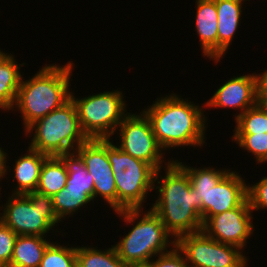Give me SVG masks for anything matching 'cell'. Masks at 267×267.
Listing matches in <instances>:
<instances>
[{"label": "cell", "instance_id": "6da1fadb", "mask_svg": "<svg viewBox=\"0 0 267 267\" xmlns=\"http://www.w3.org/2000/svg\"><path fill=\"white\" fill-rule=\"evenodd\" d=\"M164 163L166 175L159 180L161 169L155 173L154 183L159 185L154 188L159 195L151 209L177 240L182 235L201 231L203 222L197 213V196L187 172L174 159Z\"/></svg>", "mask_w": 267, "mask_h": 267}, {"label": "cell", "instance_id": "7a4b0ae2", "mask_svg": "<svg viewBox=\"0 0 267 267\" xmlns=\"http://www.w3.org/2000/svg\"><path fill=\"white\" fill-rule=\"evenodd\" d=\"M175 93L157 100L142 112L149 119L163 150L179 146H203L206 121L202 107Z\"/></svg>", "mask_w": 267, "mask_h": 267}, {"label": "cell", "instance_id": "3957f363", "mask_svg": "<svg viewBox=\"0 0 267 267\" xmlns=\"http://www.w3.org/2000/svg\"><path fill=\"white\" fill-rule=\"evenodd\" d=\"M74 63L45 65L29 80L22 77L12 111L22 114L25 130L36 120L60 108L71 99L70 78ZM24 80V81H23Z\"/></svg>", "mask_w": 267, "mask_h": 267}, {"label": "cell", "instance_id": "277c9868", "mask_svg": "<svg viewBox=\"0 0 267 267\" xmlns=\"http://www.w3.org/2000/svg\"><path fill=\"white\" fill-rule=\"evenodd\" d=\"M188 174L197 196V213L204 223L209 217L238 207L247 198L245 180L236 171L213 167L195 168L175 160Z\"/></svg>", "mask_w": 267, "mask_h": 267}, {"label": "cell", "instance_id": "5b68a950", "mask_svg": "<svg viewBox=\"0 0 267 267\" xmlns=\"http://www.w3.org/2000/svg\"><path fill=\"white\" fill-rule=\"evenodd\" d=\"M141 210L143 208L115 212L120 215L119 217L124 218L127 224L137 220L128 234L113 245L118 257L125 264L152 260V257L156 258L159 254L168 252L167 247L170 244L172 248L176 245L175 239L169 240L172 235L167 231L160 217L151 208L144 215Z\"/></svg>", "mask_w": 267, "mask_h": 267}, {"label": "cell", "instance_id": "8992f818", "mask_svg": "<svg viewBox=\"0 0 267 267\" xmlns=\"http://www.w3.org/2000/svg\"><path fill=\"white\" fill-rule=\"evenodd\" d=\"M24 131L26 135L34 131L29 148L48 156L73 152L89 140L81 128L72 99L36 120Z\"/></svg>", "mask_w": 267, "mask_h": 267}, {"label": "cell", "instance_id": "52a82bcc", "mask_svg": "<svg viewBox=\"0 0 267 267\" xmlns=\"http://www.w3.org/2000/svg\"><path fill=\"white\" fill-rule=\"evenodd\" d=\"M107 156L115 177L117 211L142 209L148 192L154 190L156 170L122 151L110 139H107Z\"/></svg>", "mask_w": 267, "mask_h": 267}, {"label": "cell", "instance_id": "ba28073f", "mask_svg": "<svg viewBox=\"0 0 267 267\" xmlns=\"http://www.w3.org/2000/svg\"><path fill=\"white\" fill-rule=\"evenodd\" d=\"M6 202L0 207L3 208L0 221L17 235L46 237L60 223L53 209L52 197L37 191L13 193Z\"/></svg>", "mask_w": 267, "mask_h": 267}, {"label": "cell", "instance_id": "9c48e42d", "mask_svg": "<svg viewBox=\"0 0 267 267\" xmlns=\"http://www.w3.org/2000/svg\"><path fill=\"white\" fill-rule=\"evenodd\" d=\"M71 92L83 132L89 139H110L128 114L120 90L104 91L77 98ZM126 112V113H125Z\"/></svg>", "mask_w": 267, "mask_h": 267}, {"label": "cell", "instance_id": "30bf717a", "mask_svg": "<svg viewBox=\"0 0 267 267\" xmlns=\"http://www.w3.org/2000/svg\"><path fill=\"white\" fill-rule=\"evenodd\" d=\"M176 246L189 267H247L248 259L240 248L218 242L202 230L180 236Z\"/></svg>", "mask_w": 267, "mask_h": 267}, {"label": "cell", "instance_id": "8fae6325", "mask_svg": "<svg viewBox=\"0 0 267 267\" xmlns=\"http://www.w3.org/2000/svg\"><path fill=\"white\" fill-rule=\"evenodd\" d=\"M117 130L120 135L118 148L150 164L156 171L165 167L162 166L164 150L158 144L149 119L143 112L139 115L128 113Z\"/></svg>", "mask_w": 267, "mask_h": 267}, {"label": "cell", "instance_id": "7c38bea8", "mask_svg": "<svg viewBox=\"0 0 267 267\" xmlns=\"http://www.w3.org/2000/svg\"><path fill=\"white\" fill-rule=\"evenodd\" d=\"M252 212L246 198L238 207L209 217L203 223L202 231L218 242L243 250L255 228Z\"/></svg>", "mask_w": 267, "mask_h": 267}, {"label": "cell", "instance_id": "4fadbf2b", "mask_svg": "<svg viewBox=\"0 0 267 267\" xmlns=\"http://www.w3.org/2000/svg\"><path fill=\"white\" fill-rule=\"evenodd\" d=\"M75 152L93 176L94 198L100 196L117 212V190L112 166L107 156V139H89Z\"/></svg>", "mask_w": 267, "mask_h": 267}, {"label": "cell", "instance_id": "5bb4252c", "mask_svg": "<svg viewBox=\"0 0 267 267\" xmlns=\"http://www.w3.org/2000/svg\"><path fill=\"white\" fill-rule=\"evenodd\" d=\"M259 102L258 98V75L248 74L233 77L222 84L213 96L203 105L209 108H233L239 114L235 119L247 109L254 107Z\"/></svg>", "mask_w": 267, "mask_h": 267}, {"label": "cell", "instance_id": "9a60e30c", "mask_svg": "<svg viewBox=\"0 0 267 267\" xmlns=\"http://www.w3.org/2000/svg\"><path fill=\"white\" fill-rule=\"evenodd\" d=\"M195 28L203 55L218 62V13L215 0H196Z\"/></svg>", "mask_w": 267, "mask_h": 267}, {"label": "cell", "instance_id": "2e32d148", "mask_svg": "<svg viewBox=\"0 0 267 267\" xmlns=\"http://www.w3.org/2000/svg\"><path fill=\"white\" fill-rule=\"evenodd\" d=\"M245 0H215L218 13V61L232 43L242 17Z\"/></svg>", "mask_w": 267, "mask_h": 267}, {"label": "cell", "instance_id": "e0dca14e", "mask_svg": "<svg viewBox=\"0 0 267 267\" xmlns=\"http://www.w3.org/2000/svg\"><path fill=\"white\" fill-rule=\"evenodd\" d=\"M48 155L28 148L27 153L15 160L13 166V180L18 184L14 194H26L36 191L38 186L40 171L44 160Z\"/></svg>", "mask_w": 267, "mask_h": 267}, {"label": "cell", "instance_id": "ac0fdd59", "mask_svg": "<svg viewBox=\"0 0 267 267\" xmlns=\"http://www.w3.org/2000/svg\"><path fill=\"white\" fill-rule=\"evenodd\" d=\"M21 65L17 64L14 56L0 50V108L2 110H11L14 107L17 92L20 87L22 75Z\"/></svg>", "mask_w": 267, "mask_h": 267}, {"label": "cell", "instance_id": "d6986e66", "mask_svg": "<svg viewBox=\"0 0 267 267\" xmlns=\"http://www.w3.org/2000/svg\"><path fill=\"white\" fill-rule=\"evenodd\" d=\"M51 241L37 235H17L8 267H39Z\"/></svg>", "mask_w": 267, "mask_h": 267}, {"label": "cell", "instance_id": "ffe728a7", "mask_svg": "<svg viewBox=\"0 0 267 267\" xmlns=\"http://www.w3.org/2000/svg\"><path fill=\"white\" fill-rule=\"evenodd\" d=\"M59 157L68 172L66 190L74 195H90L94 200L93 176L88 173L81 157L75 151L61 154Z\"/></svg>", "mask_w": 267, "mask_h": 267}, {"label": "cell", "instance_id": "44dd1931", "mask_svg": "<svg viewBox=\"0 0 267 267\" xmlns=\"http://www.w3.org/2000/svg\"><path fill=\"white\" fill-rule=\"evenodd\" d=\"M68 172L59 156H48L41 167L36 191L53 197L67 184Z\"/></svg>", "mask_w": 267, "mask_h": 267}, {"label": "cell", "instance_id": "7402d4cb", "mask_svg": "<svg viewBox=\"0 0 267 267\" xmlns=\"http://www.w3.org/2000/svg\"><path fill=\"white\" fill-rule=\"evenodd\" d=\"M76 267H126L114 246L105 249L76 246Z\"/></svg>", "mask_w": 267, "mask_h": 267}, {"label": "cell", "instance_id": "603a6c76", "mask_svg": "<svg viewBox=\"0 0 267 267\" xmlns=\"http://www.w3.org/2000/svg\"><path fill=\"white\" fill-rule=\"evenodd\" d=\"M235 120L234 134L267 133V106L259 101Z\"/></svg>", "mask_w": 267, "mask_h": 267}, {"label": "cell", "instance_id": "cb8c5ba5", "mask_svg": "<svg viewBox=\"0 0 267 267\" xmlns=\"http://www.w3.org/2000/svg\"><path fill=\"white\" fill-rule=\"evenodd\" d=\"M93 201L90 195L70 194L64 187L52 197L53 209L57 218L61 221L68 215H73L79 208Z\"/></svg>", "mask_w": 267, "mask_h": 267}, {"label": "cell", "instance_id": "d4e9b609", "mask_svg": "<svg viewBox=\"0 0 267 267\" xmlns=\"http://www.w3.org/2000/svg\"><path fill=\"white\" fill-rule=\"evenodd\" d=\"M39 267H76V247L51 242L42 257Z\"/></svg>", "mask_w": 267, "mask_h": 267}, {"label": "cell", "instance_id": "484cf974", "mask_svg": "<svg viewBox=\"0 0 267 267\" xmlns=\"http://www.w3.org/2000/svg\"><path fill=\"white\" fill-rule=\"evenodd\" d=\"M232 138L240 148L252 153L258 164L267 162V133L234 134Z\"/></svg>", "mask_w": 267, "mask_h": 267}, {"label": "cell", "instance_id": "4316f807", "mask_svg": "<svg viewBox=\"0 0 267 267\" xmlns=\"http://www.w3.org/2000/svg\"><path fill=\"white\" fill-rule=\"evenodd\" d=\"M17 234L0 221V267H8Z\"/></svg>", "mask_w": 267, "mask_h": 267}, {"label": "cell", "instance_id": "83f0119b", "mask_svg": "<svg viewBox=\"0 0 267 267\" xmlns=\"http://www.w3.org/2000/svg\"><path fill=\"white\" fill-rule=\"evenodd\" d=\"M247 199L252 211L267 209V176L254 185H247Z\"/></svg>", "mask_w": 267, "mask_h": 267}, {"label": "cell", "instance_id": "f1b7e54d", "mask_svg": "<svg viewBox=\"0 0 267 267\" xmlns=\"http://www.w3.org/2000/svg\"><path fill=\"white\" fill-rule=\"evenodd\" d=\"M157 257L156 260L152 258L153 267H189L184 254L176 245Z\"/></svg>", "mask_w": 267, "mask_h": 267}, {"label": "cell", "instance_id": "f546056e", "mask_svg": "<svg viewBox=\"0 0 267 267\" xmlns=\"http://www.w3.org/2000/svg\"><path fill=\"white\" fill-rule=\"evenodd\" d=\"M258 75V98L260 102L267 99V70Z\"/></svg>", "mask_w": 267, "mask_h": 267}, {"label": "cell", "instance_id": "4dcf8cb0", "mask_svg": "<svg viewBox=\"0 0 267 267\" xmlns=\"http://www.w3.org/2000/svg\"><path fill=\"white\" fill-rule=\"evenodd\" d=\"M3 150L4 149H2L1 146H0V181H1V179H3L5 177L4 175L7 176V173H8L7 172V168H9V167L6 166L7 156L8 155Z\"/></svg>", "mask_w": 267, "mask_h": 267}, {"label": "cell", "instance_id": "1f68e13d", "mask_svg": "<svg viewBox=\"0 0 267 267\" xmlns=\"http://www.w3.org/2000/svg\"><path fill=\"white\" fill-rule=\"evenodd\" d=\"M126 267H153L152 260L126 264Z\"/></svg>", "mask_w": 267, "mask_h": 267}]
</instances>
